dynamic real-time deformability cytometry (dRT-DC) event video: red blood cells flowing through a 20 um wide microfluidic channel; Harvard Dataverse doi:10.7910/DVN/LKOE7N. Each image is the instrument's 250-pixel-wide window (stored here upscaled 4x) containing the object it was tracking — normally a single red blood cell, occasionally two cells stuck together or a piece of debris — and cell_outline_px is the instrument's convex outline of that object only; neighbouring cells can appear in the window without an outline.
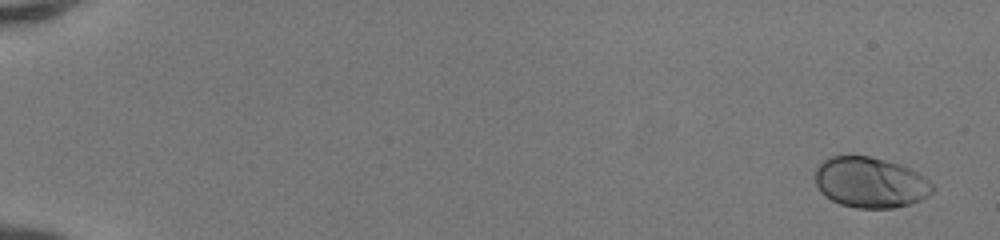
{"species": "human", "species_latin": "Homo sapiens", "temperature_condition": "room temperature", "stored_images_in_passage": 50, "camera_frame_rate_fps": 3000, "um_per_image_px": 0.085, "donor": {"sex": "female"}, "frame": {"image": 1, "passage_image": 1, "time_ms": 0.0, "image_size_px": [1000, 240], "cell_outline_px": [[936, 188], [928, 196], [920, 200], [908, 204], [892, 208], [856, 208], [840, 204], [824, 196], [820, 192], [816, 184], [816, 168], [828, 156], [868, 156], [900, 164], [924, 176]], "centroid_in_image_um": [73.97, 15.51], "position_along_channel_um": 11.0, "area_um2": 34.56}}
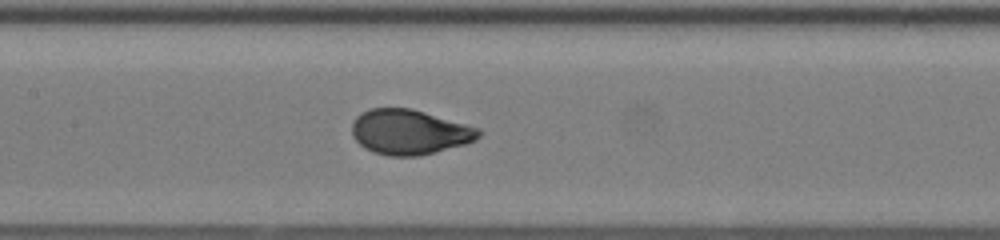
{"frame": {"image": 2, "passage_image": 26, "time_ms": 8.333, "image_size_px": [1000, 240], "cell_outline_px": [[484, 132], [476, 140], [464, 144], [416, 156], [388, 156], [372, 152], [364, 148], [352, 136], [352, 124], [356, 116], [360, 112], [368, 108], [412, 108], [480, 128]], "centroid_in_image_um": [34.79, 11.21], "position_along_channel_um": 172.6, "area_um2": 33.35}}
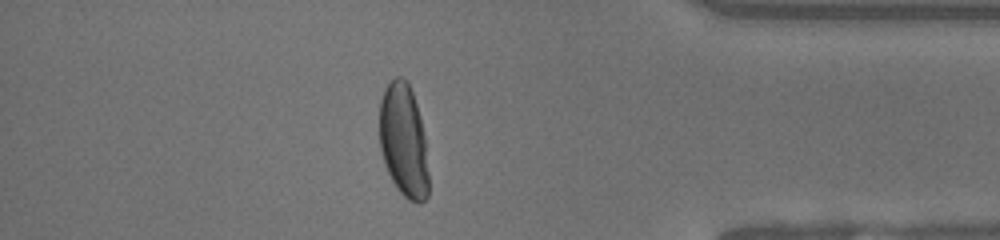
{"frame": {"image": 3, "passage_image": 44, "time_ms": 14.333, "image_size_px": [1000, 240], "cell_outline_px": [[428, 196], [420, 204], [416, 204], [408, 200], [396, 188], [384, 164], [380, 148], [380, 100], [384, 88], [396, 76], [404, 76], [408, 80], [420, 116], [424, 136], [428, 172]], "centroid_in_image_um": [34.3, 11.96], "position_along_channel_um": 400.9, "area_um2": 32.66}, "authors_computed_cell_mechanics": {"area_um2": 33.2061, "velocity_mm_per_s": 4.1798, "shape_relaxation_time_tau1_ms": 3.3274, "shape_relaxation_time_tau2_ms": null, "deformation_change_tau1": 0.1775, "deformation_change_tau2": null}}